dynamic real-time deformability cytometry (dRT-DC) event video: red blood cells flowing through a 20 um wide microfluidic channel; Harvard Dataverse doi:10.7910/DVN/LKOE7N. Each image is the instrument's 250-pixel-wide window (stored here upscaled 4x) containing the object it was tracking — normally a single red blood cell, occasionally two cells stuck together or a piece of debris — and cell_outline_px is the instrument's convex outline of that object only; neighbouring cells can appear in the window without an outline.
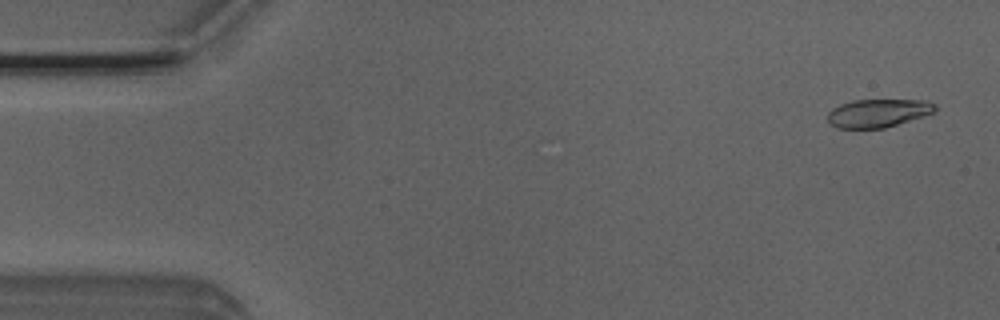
{"species": "Egyptian fruit bat (a non-hibernating species)", "species_latin": "Rousettus aegyptiacus", "temperature_condition": "room temperature", "stored_images_in_passage": 12, "camera_frame_rate_fps": 3000, "um_per_image_px": 0.085, "animal": {"sex": "male"}, "frame": {"image": 1, "passage_image": 2, "time_ms": 0.333, "image_size_px": [1000, 320], "cell_outline_px": [[936, 112], [924, 116], [884, 128], [836, 128], [828, 120], [828, 112], [832, 108], [840, 104], [852, 100], [928, 100], [936, 104]], "centroid_in_image_um": [74.66, 9.6], "position_along_channel_um": 10.3, "area_um2": 17.74}}